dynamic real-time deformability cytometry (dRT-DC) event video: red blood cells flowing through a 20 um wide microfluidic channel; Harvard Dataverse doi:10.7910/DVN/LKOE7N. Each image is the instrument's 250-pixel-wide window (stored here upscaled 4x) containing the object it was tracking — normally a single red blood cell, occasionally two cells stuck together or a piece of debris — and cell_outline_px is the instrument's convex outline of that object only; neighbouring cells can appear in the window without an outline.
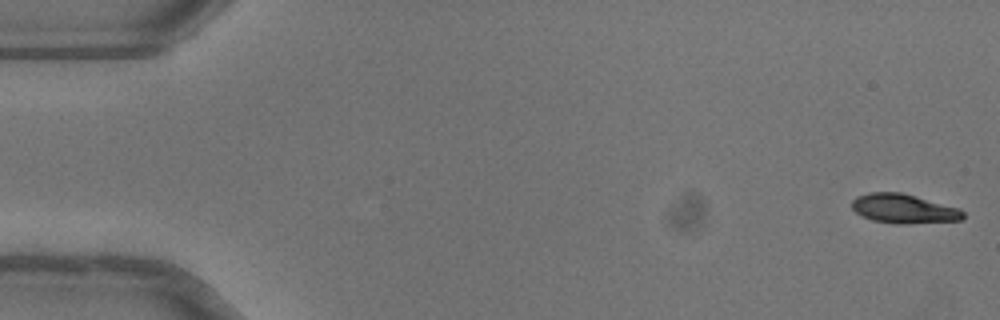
{"species": "common noctule bat (a hibernating species)", "species_latin": "Nyctalus noctula", "temperature_condition": "warm", "stored_images_in_passage": 51, "camera_frame_rate_fps": 3000, "um_per_image_px": 0.085, "animal": {"sex": "female"}, "frame": {"image": 1, "passage_image": 1, "time_ms": 0.0, "image_size_px": [1000, 320], "cell_outline_px": [[964, 220], [904, 224], [900, 224], [872, 220], [856, 212], [852, 208], [852, 200], [856, 196], [868, 192], [900, 192], [960, 208], [964, 212]], "centroid_in_image_um": [76.83, 17.74], "position_along_channel_um": 8.2, "area_um2": 18.96}}
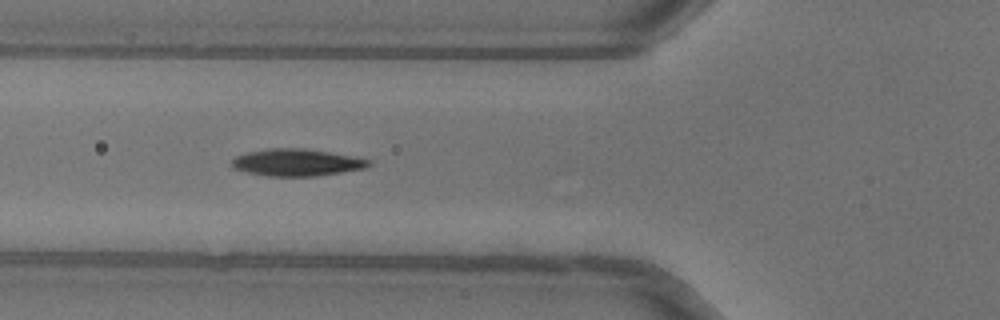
{"frame": {"image": 2, "passage_image": 19, "time_ms": 6.0, "image_size_px": [1000, 320], "cell_outline_px": [[372, 164], [364, 168], [316, 176], [268, 176], [248, 172], [232, 168], [232, 160], [236, 156], [248, 152], [272, 148], [304, 148], [328, 152], [372, 160]], "centroid_in_image_um": [25.21, 13.81], "position_along_channel_um": 100.6, "area_um2": 21.33}}
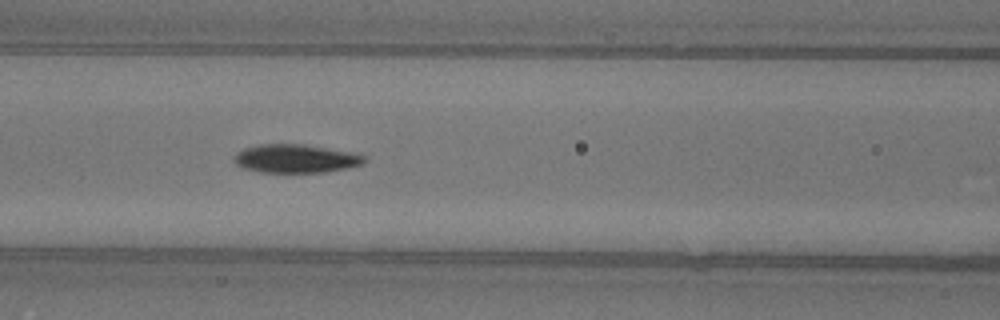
{"frame": {"image": 3, "passage_image": 22, "time_ms": 7.0, "image_size_px": [1000, 320], "cell_outline_px": [[364, 164], [348, 168], [324, 172], [260, 172], [240, 168], [232, 160], [236, 152], [244, 148], [260, 144], [304, 144], [348, 152], [364, 156]], "centroid_in_image_um": [25.05, 13.49], "position_along_channel_um": 141.5, "area_um2": 21.56}, "authors_computed_cell_mechanics": {"area_um2": 20.808, "velocity_mm_per_s": 4.043, "shape_relaxation_time_tau1_ms": 3.629, "shape_relaxation_time_tau2_ms": 5.2279, "deformation_change_tau1": 0.1858, "deformation_change_tau2": 0.0968}}